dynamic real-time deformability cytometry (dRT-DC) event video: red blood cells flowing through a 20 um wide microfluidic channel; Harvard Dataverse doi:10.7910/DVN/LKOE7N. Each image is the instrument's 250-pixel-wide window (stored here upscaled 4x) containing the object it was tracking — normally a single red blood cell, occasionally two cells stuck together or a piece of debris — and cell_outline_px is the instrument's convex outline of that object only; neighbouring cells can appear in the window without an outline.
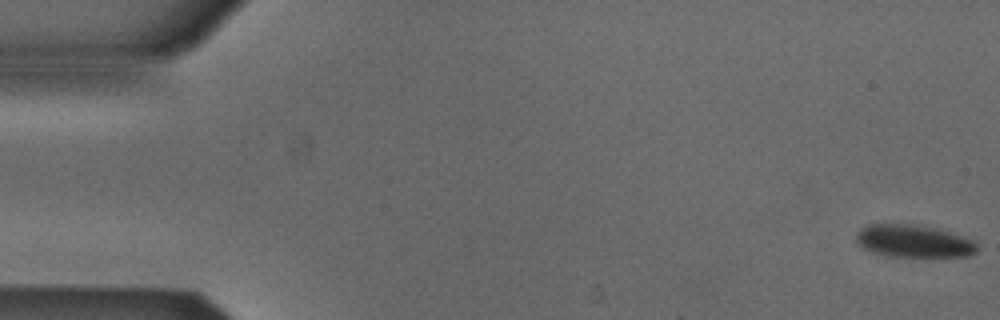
{"species": "Egyptian fruit bat (a non-hibernating species)", "species_latin": "Rousettus aegyptiacus", "temperature_condition": "cold", "stored_images_in_passage": 53, "camera_frame_rate_fps": 3000, "um_per_image_px": 0.085, "animal": {"sex": "male"}, "frame": {"image": 1, "passage_image": 1, "time_ms": 0.0, "image_size_px": [1000, 320], "cell_outline_px": [[980, 248], [976, 252], [968, 256], [888, 256], [872, 252], [856, 244], [856, 232], [860, 228], [868, 224], [916, 224], [936, 228], [964, 236], [976, 240]], "centroid_in_image_um": [77.68, 20.48], "position_along_channel_um": 7.3, "area_um2": 23.24}}
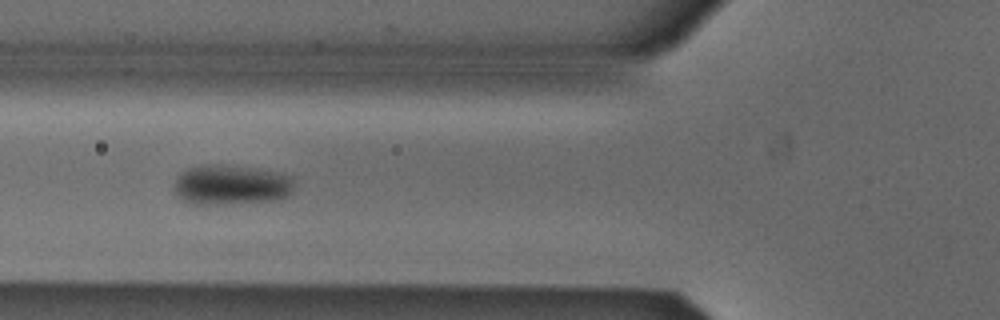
{"frame": {"image": 2, "passage_image": 20, "time_ms": 6.333, "image_size_px": [1000, 320], "cell_outline_px": [[292, 192], [288, 196], [276, 200], [216, 204], [192, 204], [180, 200], [176, 196], [172, 188], [172, 184], [176, 176], [180, 172], [188, 168], [204, 164], [220, 164], [248, 168], [272, 172], [292, 176]], "centroid_in_image_um": [19.53, 15.72], "position_along_channel_um": 106.3, "area_um2": 28.09}}
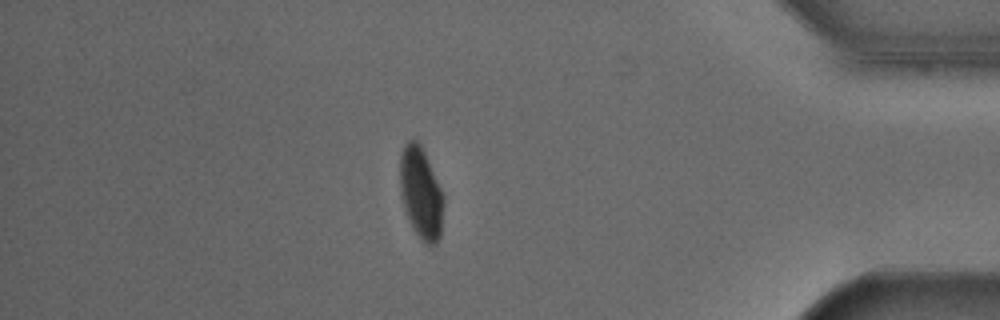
{"frame": {"image": 3, "passage_image": 46, "time_ms": 15.0, "image_size_px": [1000, 320], "cell_outline_px": [[444, 204], [440, 236], [436, 244], [424, 244], [420, 240], [404, 208], [400, 192], [400, 156], [404, 144], [408, 140], [416, 140], [420, 144], [424, 152], [444, 196]], "centroid_in_image_um": [35.78, 16.41], "position_along_channel_um": 399.4, "area_um2": 23.06}, "authors_computed_cell_mechanics": {"area_um2": 24.7962, "velocity_mm_per_s": 3.8517, "shape_relaxation_time_tau1_ms": 2.2608, "shape_relaxation_time_tau2_ms": null, "deformation_change_tau1": 0.058, "deformation_change_tau2": null}}